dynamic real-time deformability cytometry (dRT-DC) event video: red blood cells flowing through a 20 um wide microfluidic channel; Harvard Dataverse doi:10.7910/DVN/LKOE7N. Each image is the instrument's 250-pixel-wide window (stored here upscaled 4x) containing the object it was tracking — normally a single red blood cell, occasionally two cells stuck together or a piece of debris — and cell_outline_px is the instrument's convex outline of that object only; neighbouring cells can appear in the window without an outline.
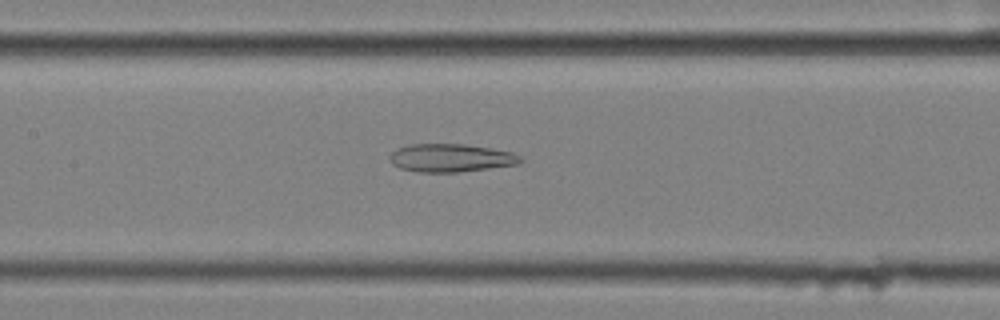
{"species": "common noctule bat (a hibernating species)", "species_latin": "Nyctalus noctula", "temperature_condition": "cold", "stored_images_in_passage": 51, "camera_frame_rate_fps": 3000, "um_per_image_px": 0.085, "animal": {"sex": "female", "body_mass_g": 25.1}, "frame": {"image": 1, "passage_image": 21, "time_ms": 6.667, "image_size_px": [1000, 320], "cell_outline_px": [[524, 160], [520, 164], [460, 172], [420, 172], [400, 168], [392, 164], [388, 156], [396, 148], [408, 144], [464, 144], [512, 152], [520, 156]], "centroid_in_image_um": [38.31, 13.42], "position_along_channel_um": 169.1, "area_um2": 21.5}}
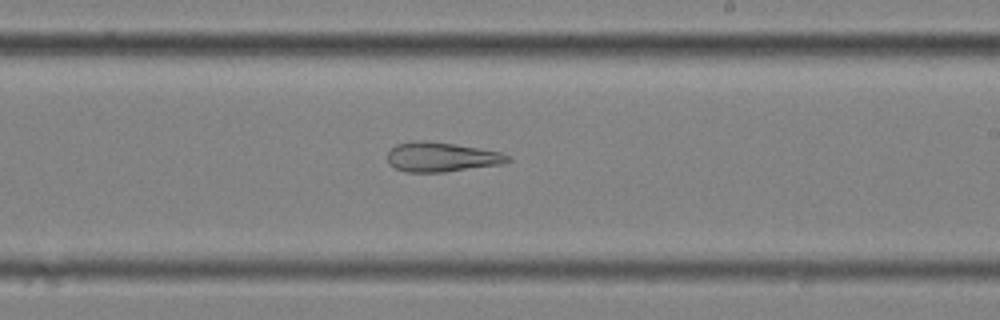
{"frame": {"image": 2, "passage_image": 28, "time_ms": 9.0, "image_size_px": [1000, 320], "cell_outline_px": [[512, 160], [500, 164], [444, 172], [404, 172], [388, 164], [388, 152], [396, 144], [412, 140], [428, 140], [456, 144], [500, 152], [512, 156]], "centroid_in_image_um": [37.51, 13.33], "position_along_channel_um": 251.5, "area_um2": 20.87}}
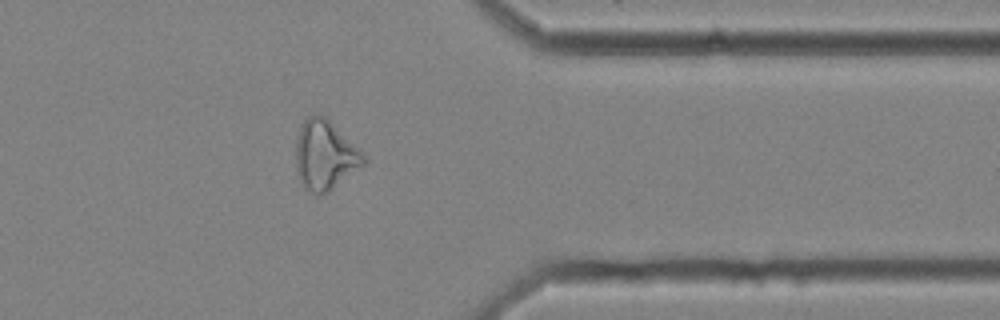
{"frame": {"image": 3, "passage_image": 40, "time_ms": 13.0, "image_size_px": [1000, 320], "cell_outline_px": [[364, 164], [328, 192], [320, 196], [316, 196], [304, 188], [300, 180], [296, 168], [296, 140], [300, 128], [304, 120], [308, 116], [316, 112], [324, 116], [360, 148], [364, 156]], "centroid_in_image_um": [27.6, 13.19], "position_along_channel_um": 383.8, "area_um2": 27.4}, "authors_computed_cell_mechanics": {"area_um2": 27.455, "velocity_mm_per_s": 3.5434, "shape_relaxation_time_tau1_ms": null, "shape_relaxation_time_tau2_ms": 6.7351, "deformation_change_tau1": null, "deformation_change_tau2": 0.2122}}